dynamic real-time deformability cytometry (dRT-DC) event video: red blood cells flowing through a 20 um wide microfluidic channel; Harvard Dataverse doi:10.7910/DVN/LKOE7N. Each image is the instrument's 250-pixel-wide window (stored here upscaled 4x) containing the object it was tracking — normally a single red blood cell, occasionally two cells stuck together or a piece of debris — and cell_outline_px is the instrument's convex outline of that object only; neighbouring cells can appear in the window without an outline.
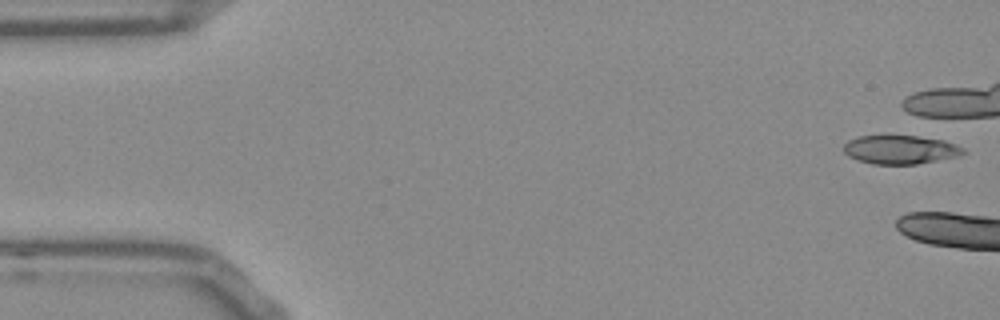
{"species": "Egyptian fruit bat (a non-hibernating species)", "species_latin": "Rousettus aegyptiacus", "temperature_condition": "room temperature", "stored_images_in_passage": 3, "camera_frame_rate_fps": 3000, "um_per_image_px": 0.085, "frame": {"image": 1, "passage_image": 1, "time_ms": 0.0, "image_size_px": [1000, 320], "cell_outline_px": [[964, 152], [956, 156], [916, 164], [872, 164], [848, 156], [844, 152], [844, 144], [848, 140], [860, 136], [916, 136], [944, 140], [964, 148]], "centroid_in_image_um": [76.49, 12.71], "position_along_channel_um": 8.5, "area_um2": 19.65}}